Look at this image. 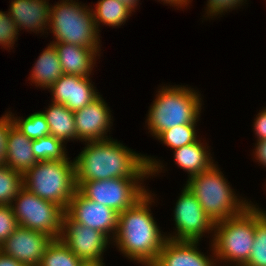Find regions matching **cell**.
Listing matches in <instances>:
<instances>
[{
	"label": "cell",
	"mask_w": 266,
	"mask_h": 266,
	"mask_svg": "<svg viewBox=\"0 0 266 266\" xmlns=\"http://www.w3.org/2000/svg\"><path fill=\"white\" fill-rule=\"evenodd\" d=\"M85 147L74 158L76 186L91 180L112 178H149L164 168L161 161L136 153L117 140L85 142ZM163 165V166H162Z\"/></svg>",
	"instance_id": "6da1fadb"
},
{
	"label": "cell",
	"mask_w": 266,
	"mask_h": 266,
	"mask_svg": "<svg viewBox=\"0 0 266 266\" xmlns=\"http://www.w3.org/2000/svg\"><path fill=\"white\" fill-rule=\"evenodd\" d=\"M153 196L147 191L131 207L119 213L118 228L112 241L125 257L142 266H152L156 262L167 240V234L160 231L151 213Z\"/></svg>",
	"instance_id": "7a4b0ae2"
},
{
	"label": "cell",
	"mask_w": 266,
	"mask_h": 266,
	"mask_svg": "<svg viewBox=\"0 0 266 266\" xmlns=\"http://www.w3.org/2000/svg\"><path fill=\"white\" fill-rule=\"evenodd\" d=\"M181 85L162 86L149 107L147 128L154 138L164 130L178 125L197 124L201 116L202 97L200 92Z\"/></svg>",
	"instance_id": "3957f363"
},
{
	"label": "cell",
	"mask_w": 266,
	"mask_h": 266,
	"mask_svg": "<svg viewBox=\"0 0 266 266\" xmlns=\"http://www.w3.org/2000/svg\"><path fill=\"white\" fill-rule=\"evenodd\" d=\"M185 186L214 223L238 216L252 204L237 196L215 163L208 170L188 178Z\"/></svg>",
	"instance_id": "277c9868"
},
{
	"label": "cell",
	"mask_w": 266,
	"mask_h": 266,
	"mask_svg": "<svg viewBox=\"0 0 266 266\" xmlns=\"http://www.w3.org/2000/svg\"><path fill=\"white\" fill-rule=\"evenodd\" d=\"M48 29L54 35L50 43L64 42L94 49L100 53V34L93 12L85 4L73 0H61L50 6Z\"/></svg>",
	"instance_id": "5b68a950"
},
{
	"label": "cell",
	"mask_w": 266,
	"mask_h": 266,
	"mask_svg": "<svg viewBox=\"0 0 266 266\" xmlns=\"http://www.w3.org/2000/svg\"><path fill=\"white\" fill-rule=\"evenodd\" d=\"M255 229L256 207L253 203L240 215L215 222L211 243L216 262L243 266L250 257Z\"/></svg>",
	"instance_id": "8992f818"
},
{
	"label": "cell",
	"mask_w": 266,
	"mask_h": 266,
	"mask_svg": "<svg viewBox=\"0 0 266 266\" xmlns=\"http://www.w3.org/2000/svg\"><path fill=\"white\" fill-rule=\"evenodd\" d=\"M38 161L23 175V187L64 210L77 191L75 161Z\"/></svg>",
	"instance_id": "52a82bcc"
},
{
	"label": "cell",
	"mask_w": 266,
	"mask_h": 266,
	"mask_svg": "<svg viewBox=\"0 0 266 266\" xmlns=\"http://www.w3.org/2000/svg\"><path fill=\"white\" fill-rule=\"evenodd\" d=\"M11 205L19 226L44 232L53 239L61 237L65 213L61 206L38 197L24 187Z\"/></svg>",
	"instance_id": "ba28073f"
},
{
	"label": "cell",
	"mask_w": 266,
	"mask_h": 266,
	"mask_svg": "<svg viewBox=\"0 0 266 266\" xmlns=\"http://www.w3.org/2000/svg\"><path fill=\"white\" fill-rule=\"evenodd\" d=\"M146 178H112L82 182L77 189L88 199L108 206L117 213L131 207L148 189Z\"/></svg>",
	"instance_id": "9c48e42d"
},
{
	"label": "cell",
	"mask_w": 266,
	"mask_h": 266,
	"mask_svg": "<svg viewBox=\"0 0 266 266\" xmlns=\"http://www.w3.org/2000/svg\"><path fill=\"white\" fill-rule=\"evenodd\" d=\"M175 233L167 239L174 241H201L204 233H214L215 223L202 209L195 195L184 186L174 207Z\"/></svg>",
	"instance_id": "30bf717a"
},
{
	"label": "cell",
	"mask_w": 266,
	"mask_h": 266,
	"mask_svg": "<svg viewBox=\"0 0 266 266\" xmlns=\"http://www.w3.org/2000/svg\"><path fill=\"white\" fill-rule=\"evenodd\" d=\"M60 239L75 256L87 262H103V254L112 244L104 233L73 221L66 213Z\"/></svg>",
	"instance_id": "8fae6325"
},
{
	"label": "cell",
	"mask_w": 266,
	"mask_h": 266,
	"mask_svg": "<svg viewBox=\"0 0 266 266\" xmlns=\"http://www.w3.org/2000/svg\"><path fill=\"white\" fill-rule=\"evenodd\" d=\"M65 213L73 221L98 230L113 241L118 228L119 215L114 209L86 198L77 189Z\"/></svg>",
	"instance_id": "7c38bea8"
},
{
	"label": "cell",
	"mask_w": 266,
	"mask_h": 266,
	"mask_svg": "<svg viewBox=\"0 0 266 266\" xmlns=\"http://www.w3.org/2000/svg\"><path fill=\"white\" fill-rule=\"evenodd\" d=\"M52 240L53 238L44 232L19 226L0 245V251L24 266H38Z\"/></svg>",
	"instance_id": "4fadbf2b"
},
{
	"label": "cell",
	"mask_w": 266,
	"mask_h": 266,
	"mask_svg": "<svg viewBox=\"0 0 266 266\" xmlns=\"http://www.w3.org/2000/svg\"><path fill=\"white\" fill-rule=\"evenodd\" d=\"M101 96L74 112L77 141L84 143L109 139L107 132L110 131L113 120L110 107Z\"/></svg>",
	"instance_id": "5bb4252c"
},
{
	"label": "cell",
	"mask_w": 266,
	"mask_h": 266,
	"mask_svg": "<svg viewBox=\"0 0 266 266\" xmlns=\"http://www.w3.org/2000/svg\"><path fill=\"white\" fill-rule=\"evenodd\" d=\"M95 88L91 77L63 74L49 88L52 94L51 102L63 104L75 112L100 96Z\"/></svg>",
	"instance_id": "9a60e30c"
},
{
	"label": "cell",
	"mask_w": 266,
	"mask_h": 266,
	"mask_svg": "<svg viewBox=\"0 0 266 266\" xmlns=\"http://www.w3.org/2000/svg\"><path fill=\"white\" fill-rule=\"evenodd\" d=\"M199 241H174L167 239L158 259L152 266H218L212 244V255L199 251Z\"/></svg>",
	"instance_id": "2e32d148"
},
{
	"label": "cell",
	"mask_w": 266,
	"mask_h": 266,
	"mask_svg": "<svg viewBox=\"0 0 266 266\" xmlns=\"http://www.w3.org/2000/svg\"><path fill=\"white\" fill-rule=\"evenodd\" d=\"M7 13L20 31L24 29L45 33L44 31L48 29L50 17L48 0H11Z\"/></svg>",
	"instance_id": "e0dca14e"
},
{
	"label": "cell",
	"mask_w": 266,
	"mask_h": 266,
	"mask_svg": "<svg viewBox=\"0 0 266 266\" xmlns=\"http://www.w3.org/2000/svg\"><path fill=\"white\" fill-rule=\"evenodd\" d=\"M58 53L59 62L64 74L90 77L100 54L92 48L68 44L52 43Z\"/></svg>",
	"instance_id": "ac0fdd59"
},
{
	"label": "cell",
	"mask_w": 266,
	"mask_h": 266,
	"mask_svg": "<svg viewBox=\"0 0 266 266\" xmlns=\"http://www.w3.org/2000/svg\"><path fill=\"white\" fill-rule=\"evenodd\" d=\"M37 162L33 154L32 140L13 125L7 140L6 165L24 175Z\"/></svg>",
	"instance_id": "d6986e66"
},
{
	"label": "cell",
	"mask_w": 266,
	"mask_h": 266,
	"mask_svg": "<svg viewBox=\"0 0 266 266\" xmlns=\"http://www.w3.org/2000/svg\"><path fill=\"white\" fill-rule=\"evenodd\" d=\"M208 149L209 147L205 146L200 138L192 144L176 148L173 152L175 164L188 172V178L198 175L214 164Z\"/></svg>",
	"instance_id": "ffe728a7"
},
{
	"label": "cell",
	"mask_w": 266,
	"mask_h": 266,
	"mask_svg": "<svg viewBox=\"0 0 266 266\" xmlns=\"http://www.w3.org/2000/svg\"><path fill=\"white\" fill-rule=\"evenodd\" d=\"M63 74L58 53L50 43L36 60L29 79L36 87L49 89Z\"/></svg>",
	"instance_id": "44dd1931"
},
{
	"label": "cell",
	"mask_w": 266,
	"mask_h": 266,
	"mask_svg": "<svg viewBox=\"0 0 266 266\" xmlns=\"http://www.w3.org/2000/svg\"><path fill=\"white\" fill-rule=\"evenodd\" d=\"M50 128V135L63 143L67 141H76V124L74 121V112L69 110L63 104L51 102L45 112L41 111Z\"/></svg>",
	"instance_id": "7402d4cb"
},
{
	"label": "cell",
	"mask_w": 266,
	"mask_h": 266,
	"mask_svg": "<svg viewBox=\"0 0 266 266\" xmlns=\"http://www.w3.org/2000/svg\"><path fill=\"white\" fill-rule=\"evenodd\" d=\"M94 8L93 17L99 32L100 23L112 28L119 27L133 14V11L119 0H98Z\"/></svg>",
	"instance_id": "603a6c76"
},
{
	"label": "cell",
	"mask_w": 266,
	"mask_h": 266,
	"mask_svg": "<svg viewBox=\"0 0 266 266\" xmlns=\"http://www.w3.org/2000/svg\"><path fill=\"white\" fill-rule=\"evenodd\" d=\"M82 262L59 238L48 244L39 266H80Z\"/></svg>",
	"instance_id": "cb8c5ba5"
},
{
	"label": "cell",
	"mask_w": 266,
	"mask_h": 266,
	"mask_svg": "<svg viewBox=\"0 0 266 266\" xmlns=\"http://www.w3.org/2000/svg\"><path fill=\"white\" fill-rule=\"evenodd\" d=\"M256 229L250 257L243 266H266V211L256 205Z\"/></svg>",
	"instance_id": "d4e9b609"
},
{
	"label": "cell",
	"mask_w": 266,
	"mask_h": 266,
	"mask_svg": "<svg viewBox=\"0 0 266 266\" xmlns=\"http://www.w3.org/2000/svg\"><path fill=\"white\" fill-rule=\"evenodd\" d=\"M8 113L13 120L14 126L29 139L35 140L50 135L49 125L41 111L34 112L24 119L15 117L10 111Z\"/></svg>",
	"instance_id": "484cf974"
},
{
	"label": "cell",
	"mask_w": 266,
	"mask_h": 266,
	"mask_svg": "<svg viewBox=\"0 0 266 266\" xmlns=\"http://www.w3.org/2000/svg\"><path fill=\"white\" fill-rule=\"evenodd\" d=\"M66 146L54 136L32 140L33 154L37 161L67 160Z\"/></svg>",
	"instance_id": "4316f807"
},
{
	"label": "cell",
	"mask_w": 266,
	"mask_h": 266,
	"mask_svg": "<svg viewBox=\"0 0 266 266\" xmlns=\"http://www.w3.org/2000/svg\"><path fill=\"white\" fill-rule=\"evenodd\" d=\"M197 124H183L161 132L156 138L174 150L192 144L198 140Z\"/></svg>",
	"instance_id": "83f0119b"
},
{
	"label": "cell",
	"mask_w": 266,
	"mask_h": 266,
	"mask_svg": "<svg viewBox=\"0 0 266 266\" xmlns=\"http://www.w3.org/2000/svg\"><path fill=\"white\" fill-rule=\"evenodd\" d=\"M23 187V175L7 165L0 166V205H11Z\"/></svg>",
	"instance_id": "f1b7e54d"
},
{
	"label": "cell",
	"mask_w": 266,
	"mask_h": 266,
	"mask_svg": "<svg viewBox=\"0 0 266 266\" xmlns=\"http://www.w3.org/2000/svg\"><path fill=\"white\" fill-rule=\"evenodd\" d=\"M19 30L8 13L0 11V46L11 50L18 39Z\"/></svg>",
	"instance_id": "f546056e"
},
{
	"label": "cell",
	"mask_w": 266,
	"mask_h": 266,
	"mask_svg": "<svg viewBox=\"0 0 266 266\" xmlns=\"http://www.w3.org/2000/svg\"><path fill=\"white\" fill-rule=\"evenodd\" d=\"M19 227L12 205H0V245Z\"/></svg>",
	"instance_id": "4dcf8cb0"
},
{
	"label": "cell",
	"mask_w": 266,
	"mask_h": 266,
	"mask_svg": "<svg viewBox=\"0 0 266 266\" xmlns=\"http://www.w3.org/2000/svg\"><path fill=\"white\" fill-rule=\"evenodd\" d=\"M247 0H208L206 4V13L207 18L210 16L213 18L214 16L222 15L224 12L229 10L232 11L242 5L246 4Z\"/></svg>",
	"instance_id": "1f68e13d"
},
{
	"label": "cell",
	"mask_w": 266,
	"mask_h": 266,
	"mask_svg": "<svg viewBox=\"0 0 266 266\" xmlns=\"http://www.w3.org/2000/svg\"><path fill=\"white\" fill-rule=\"evenodd\" d=\"M13 125V120L8 112L0 117V166L6 165L7 140Z\"/></svg>",
	"instance_id": "d6a6232c"
},
{
	"label": "cell",
	"mask_w": 266,
	"mask_h": 266,
	"mask_svg": "<svg viewBox=\"0 0 266 266\" xmlns=\"http://www.w3.org/2000/svg\"><path fill=\"white\" fill-rule=\"evenodd\" d=\"M253 129L257 137V141L266 140V108L256 115L254 119Z\"/></svg>",
	"instance_id": "836d02e7"
},
{
	"label": "cell",
	"mask_w": 266,
	"mask_h": 266,
	"mask_svg": "<svg viewBox=\"0 0 266 266\" xmlns=\"http://www.w3.org/2000/svg\"><path fill=\"white\" fill-rule=\"evenodd\" d=\"M256 162L266 167V140L256 141L255 149L253 151Z\"/></svg>",
	"instance_id": "e575fe53"
},
{
	"label": "cell",
	"mask_w": 266,
	"mask_h": 266,
	"mask_svg": "<svg viewBox=\"0 0 266 266\" xmlns=\"http://www.w3.org/2000/svg\"><path fill=\"white\" fill-rule=\"evenodd\" d=\"M0 266H24L21 262L0 251Z\"/></svg>",
	"instance_id": "d590c367"
},
{
	"label": "cell",
	"mask_w": 266,
	"mask_h": 266,
	"mask_svg": "<svg viewBox=\"0 0 266 266\" xmlns=\"http://www.w3.org/2000/svg\"><path fill=\"white\" fill-rule=\"evenodd\" d=\"M123 4H125L130 10L135 12L136 6H138V2L140 0H119Z\"/></svg>",
	"instance_id": "8d00e7d4"
},
{
	"label": "cell",
	"mask_w": 266,
	"mask_h": 266,
	"mask_svg": "<svg viewBox=\"0 0 266 266\" xmlns=\"http://www.w3.org/2000/svg\"><path fill=\"white\" fill-rule=\"evenodd\" d=\"M80 266H105L104 262H87L83 261Z\"/></svg>",
	"instance_id": "74e56055"
},
{
	"label": "cell",
	"mask_w": 266,
	"mask_h": 266,
	"mask_svg": "<svg viewBox=\"0 0 266 266\" xmlns=\"http://www.w3.org/2000/svg\"><path fill=\"white\" fill-rule=\"evenodd\" d=\"M159 1H163L164 4H169L170 6H174L177 8H182L175 0H159Z\"/></svg>",
	"instance_id": "f35d334b"
},
{
	"label": "cell",
	"mask_w": 266,
	"mask_h": 266,
	"mask_svg": "<svg viewBox=\"0 0 266 266\" xmlns=\"http://www.w3.org/2000/svg\"><path fill=\"white\" fill-rule=\"evenodd\" d=\"M182 8L190 4V0H175Z\"/></svg>",
	"instance_id": "ab89813d"
}]
</instances>
